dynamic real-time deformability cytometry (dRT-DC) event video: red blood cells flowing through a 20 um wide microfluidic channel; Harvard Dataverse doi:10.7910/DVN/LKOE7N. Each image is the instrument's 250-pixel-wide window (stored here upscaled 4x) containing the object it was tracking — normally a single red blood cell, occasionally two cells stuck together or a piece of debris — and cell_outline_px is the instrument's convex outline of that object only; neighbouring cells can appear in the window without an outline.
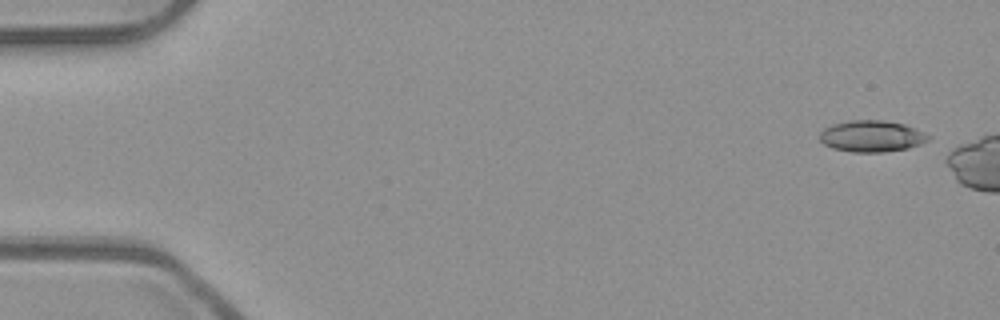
{"species": "common noctule bat (a hibernating species)", "species_latin": "Nyctalus noctula", "temperature_condition": "room temperature", "stored_images_in_passage": 6, "camera_frame_rate_fps": 3000, "um_per_image_px": 0.085, "animal": {"sex": "male", "body_mass_g": 23.1, "forearm_length_mm": 52.7}, "frame": {"image": 1, "passage_image": 1, "time_ms": 0.0, "image_size_px": [1000, 320], "cell_outline_px": [[932, 136], [928, 140], [920, 144], [908, 148], [884, 152], [852, 152], [832, 148], [824, 144], [820, 140], [820, 132], [824, 128], [832, 124], [852, 120], [880, 120], [904, 124]], "centroid_in_image_um": [74.08, 11.58], "position_along_channel_um": 10.9, "area_um2": 19.83}}